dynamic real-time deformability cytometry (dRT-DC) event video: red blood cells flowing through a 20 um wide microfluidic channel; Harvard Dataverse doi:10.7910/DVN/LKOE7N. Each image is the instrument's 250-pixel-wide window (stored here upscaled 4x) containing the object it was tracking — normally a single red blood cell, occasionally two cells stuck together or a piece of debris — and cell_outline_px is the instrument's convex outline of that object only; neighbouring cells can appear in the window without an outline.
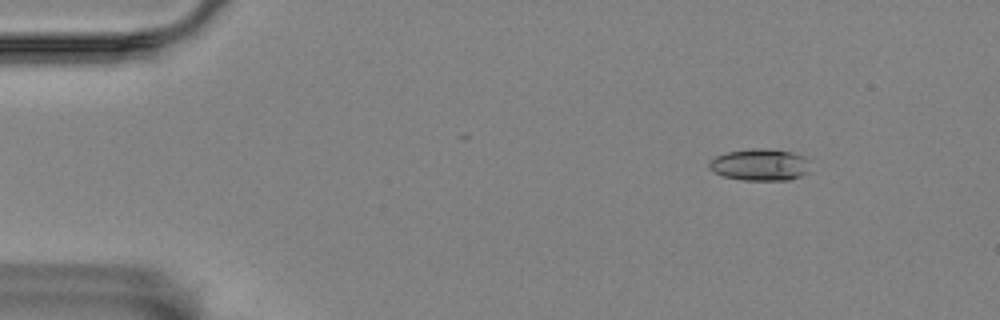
{"species": "Egyptian fruit bat (a non-hibernating species)", "species_latin": "Rousettus aegyptiacus", "temperature_condition": "room temperature", "stored_images_in_passage": 5, "camera_frame_rate_fps": 3000, "um_per_image_px": 0.085, "animal": {"sex": "female"}, "frame": {"image": 1, "passage_image": 2, "time_ms": 1.333, "image_size_px": [1000, 320], "cell_outline_px": [[808, 172], [800, 176], [788, 180], [744, 180], [724, 176], [712, 172], [708, 168], [708, 160], [716, 156], [728, 152], [752, 148], [768, 148], [792, 152], [804, 156], [808, 160]], "centroid_in_image_um": [64.56, 13.99], "position_along_channel_um": 20.4, "area_um2": 18.9}}
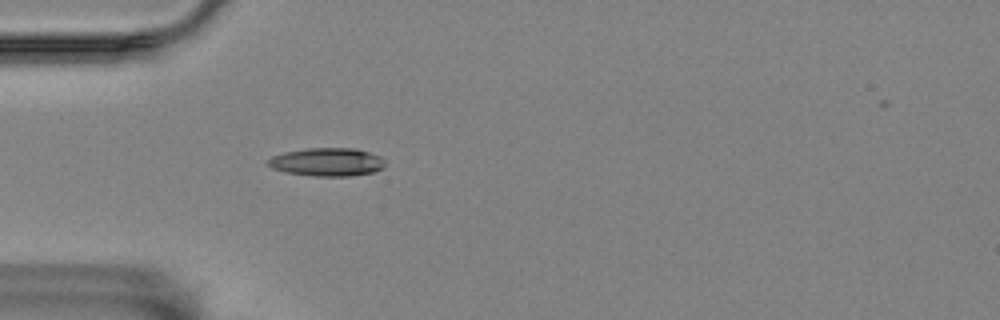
{"frame": {"image": 2, "passage_image": 5, "time_ms": 4.667, "image_size_px": [1000, 320], "cell_outline_px": [[384, 168], [372, 172], [352, 176], [312, 176], [284, 172], [272, 168], [264, 164], [264, 160], [272, 156], [284, 152], [304, 148], [356, 148], [380, 156], [384, 160]], "centroid_in_image_um": [27.74, 13.77], "position_along_channel_um": 57.3, "area_um2": 19.59}}